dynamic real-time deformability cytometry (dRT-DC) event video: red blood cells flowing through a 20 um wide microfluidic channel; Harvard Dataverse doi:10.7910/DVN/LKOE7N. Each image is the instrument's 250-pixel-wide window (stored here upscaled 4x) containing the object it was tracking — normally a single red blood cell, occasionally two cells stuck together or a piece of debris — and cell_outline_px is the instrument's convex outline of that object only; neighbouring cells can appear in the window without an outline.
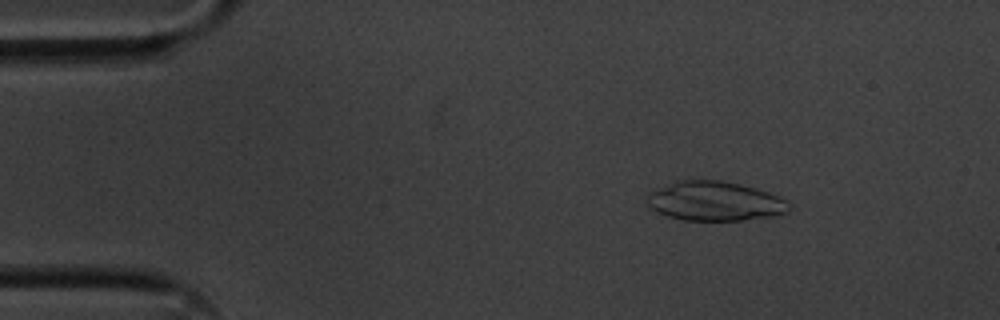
{"species": "common noctule bat (a hibernating species)", "species_latin": "Nyctalus noctula", "temperature_condition": "cold", "stored_images_in_passage": 55, "camera_frame_rate_fps": 3000, "um_per_image_px": 0.085, "animal": {"sex": "male", "body_mass_g": 20.1, "forearm_length_mm": 53.5}, "frame": {"image": 1, "passage_image": 8, "time_ms": 2.333, "image_size_px": [1000, 320], "cell_outline_px": [[792, 208], [788, 212], [776, 216], [744, 220], [684, 220], [668, 216], [656, 212], [648, 204], [648, 196], [652, 192], [676, 180], [720, 180], [740, 184], [756, 188], [780, 196]], "centroid_in_image_um": [60.81, 17.1], "position_along_channel_um": 24.2, "area_um2": 32.48}}